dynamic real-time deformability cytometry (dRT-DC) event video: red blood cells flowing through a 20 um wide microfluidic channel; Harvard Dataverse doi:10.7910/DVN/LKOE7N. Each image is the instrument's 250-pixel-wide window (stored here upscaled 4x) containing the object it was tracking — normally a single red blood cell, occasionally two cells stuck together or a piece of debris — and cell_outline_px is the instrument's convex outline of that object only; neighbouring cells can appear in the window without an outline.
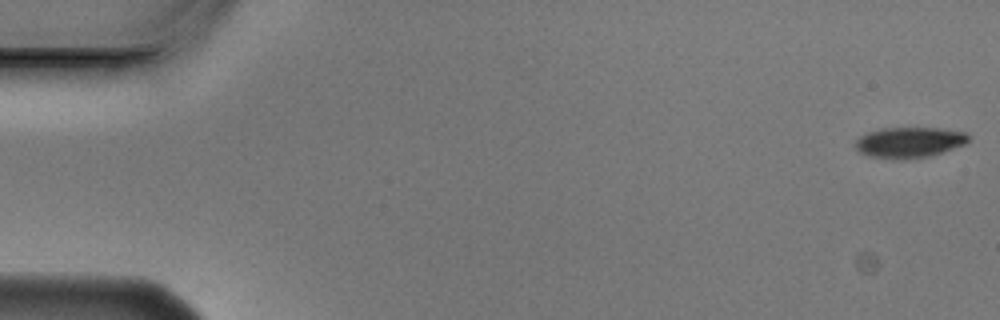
{"species": "Egyptian fruit bat (a non-hibernating species)", "species_latin": "Rousettus aegyptiacus", "temperature_condition": "cold", "stored_images_in_passage": 5, "camera_frame_rate_fps": 3000, "um_per_image_px": 0.085, "animal": {"sex": "male"}, "frame": {"image": 1, "passage_image": 1, "time_ms": 0.0, "image_size_px": [1000, 320], "cell_outline_px": [[972, 136], [964, 144], [928, 156], [904, 160], [868, 156], [860, 152], [856, 148], [856, 140], [860, 136], [868, 132], [880, 128], [940, 128], [964, 132]], "centroid_in_image_um": [77.27, 12.09], "position_along_channel_um": 7.7, "area_um2": 20.06}}
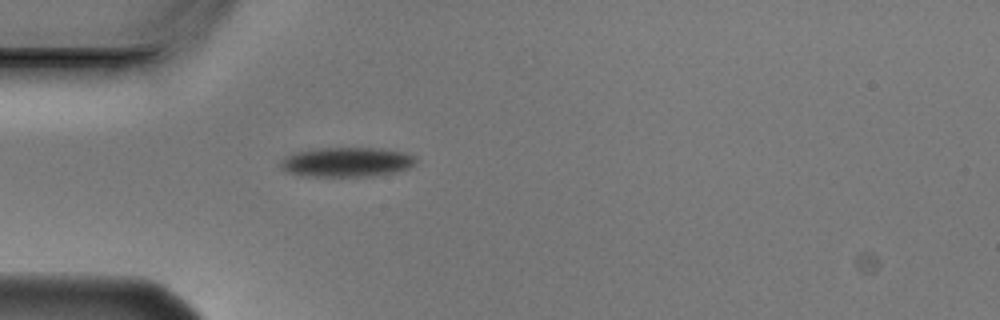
{"frame": {"image": 2, "passage_image": 5, "time_ms": 1.333, "image_size_px": [1000, 320], "cell_outline_px": [[416, 164], [408, 168], [396, 172], [372, 176], [304, 176], [288, 172], [280, 168], [280, 160], [284, 156], [292, 152], [316, 148], [380, 148], [404, 152], [416, 156]], "centroid_in_image_um": [29.45, 13.77], "position_along_channel_um": 55.6, "area_um2": 23.64}}